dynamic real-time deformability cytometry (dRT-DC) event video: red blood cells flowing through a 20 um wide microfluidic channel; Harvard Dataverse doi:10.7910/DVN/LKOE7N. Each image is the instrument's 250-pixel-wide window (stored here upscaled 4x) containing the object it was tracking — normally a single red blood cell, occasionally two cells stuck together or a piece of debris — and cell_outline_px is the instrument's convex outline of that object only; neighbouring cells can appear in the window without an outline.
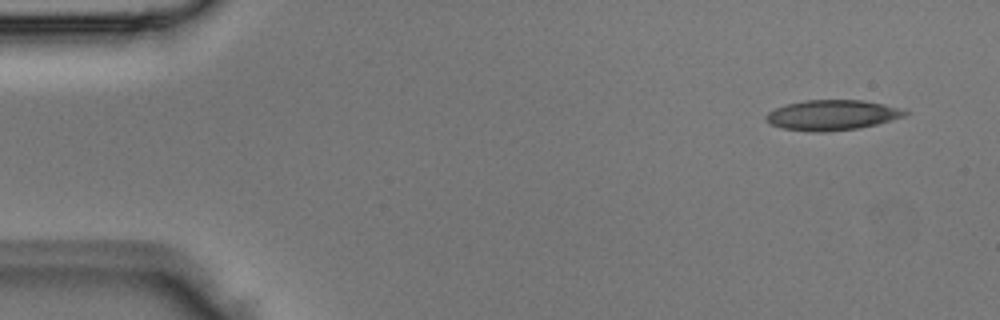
{"species": "Egyptian fruit bat (a non-hibernating species)", "species_latin": "Rousettus aegyptiacus", "temperature_condition": "room temperature", "stored_images_in_passage": 4, "camera_frame_rate_fps": 3000, "um_per_image_px": 0.085, "animal": {"sex": "male"}, "frame": {"image": 1, "passage_image": 1, "time_ms": 0.0, "image_size_px": [1000, 320], "cell_outline_px": [[912, 112], [904, 116], [876, 124], [856, 128], [824, 132], [812, 132], [784, 128], [772, 124], [764, 116], [768, 112], [776, 108], [788, 104], [804, 100], [864, 100], [884, 104]], "centroid_in_image_um": [70.74, 9.77], "position_along_channel_um": 14.3, "area_um2": 24.16}}
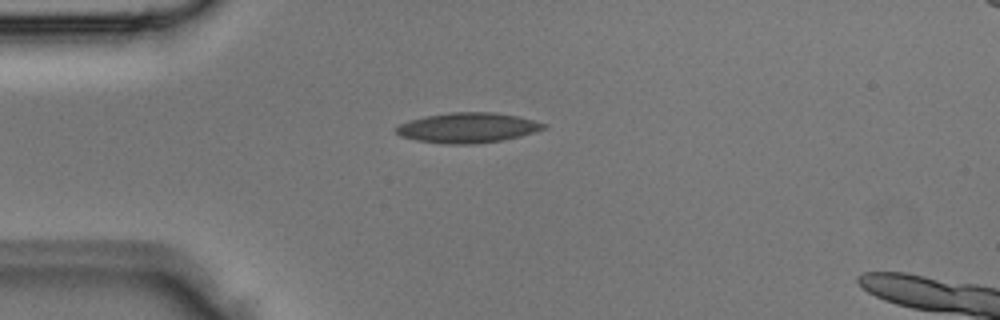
{"frame": {"image": 2, "passage_image": 3, "time_ms": 0.667, "image_size_px": [1000, 320], "cell_outline_px": [[548, 128], [536, 132], [504, 140], [476, 144], [444, 144], [416, 140], [400, 136], [396, 132], [396, 128], [400, 124], [412, 120], [428, 116], [452, 112], [496, 112], [516, 116], [548, 124]], "centroid_in_image_um": [39.81, 10.87], "position_along_channel_um": 45.2, "area_um2": 25.84}}